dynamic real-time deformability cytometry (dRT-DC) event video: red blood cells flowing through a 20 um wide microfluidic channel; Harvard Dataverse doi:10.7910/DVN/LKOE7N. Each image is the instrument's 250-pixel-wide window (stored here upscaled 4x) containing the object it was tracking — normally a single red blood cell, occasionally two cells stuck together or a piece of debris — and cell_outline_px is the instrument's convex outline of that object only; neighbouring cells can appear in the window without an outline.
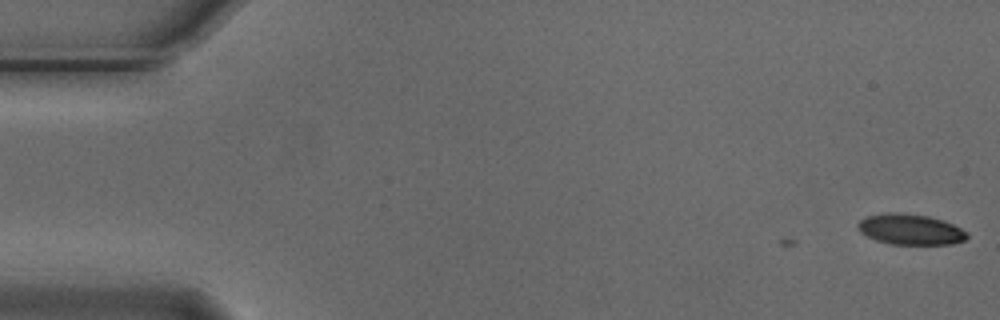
{"species": "Egyptian fruit bat (a non-hibernating species)", "species_latin": "Rousettus aegyptiacus", "temperature_condition": "cold", "stored_images_in_passage": 16, "camera_frame_rate_fps": 3000, "um_per_image_px": 0.085, "animal": {"sex": "male"}, "frame": {"image": 1, "passage_image": 1, "time_ms": 0.0, "image_size_px": [1000, 320], "cell_outline_px": [[968, 236], [964, 240], [952, 244], [892, 244], [876, 240], [860, 232], [856, 224], [860, 220], [868, 216], [888, 212], [896, 212], [928, 216], [944, 220], [968, 232]], "centroid_in_image_um": [77.38, 19.49], "position_along_channel_um": 7.6, "area_um2": 19.42}}
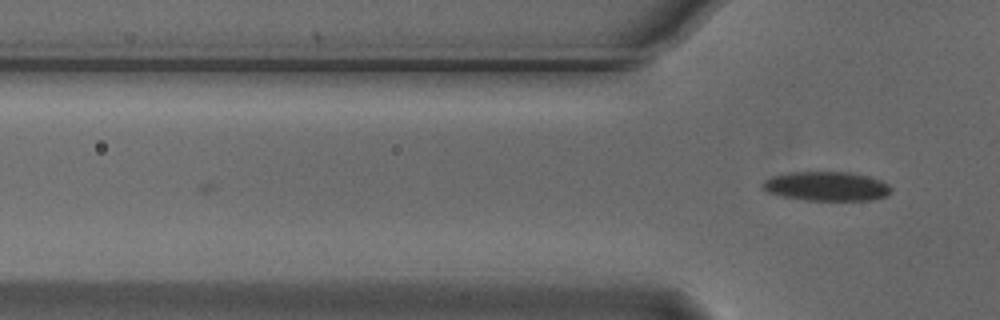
{"frame": {"image": 2, "passage_image": 16, "time_ms": 5.0, "image_size_px": [1000, 320], "cell_outline_px": [[892, 192], [884, 196], [872, 200], [804, 200], [780, 196], [768, 192], [760, 188], [760, 184], [764, 180], [772, 176], [788, 172], [848, 172], [864, 176], [888, 184], [892, 188]], "centroid_in_image_um": [70.17, 15.84], "position_along_channel_um": 55.6, "area_um2": 21.85}}